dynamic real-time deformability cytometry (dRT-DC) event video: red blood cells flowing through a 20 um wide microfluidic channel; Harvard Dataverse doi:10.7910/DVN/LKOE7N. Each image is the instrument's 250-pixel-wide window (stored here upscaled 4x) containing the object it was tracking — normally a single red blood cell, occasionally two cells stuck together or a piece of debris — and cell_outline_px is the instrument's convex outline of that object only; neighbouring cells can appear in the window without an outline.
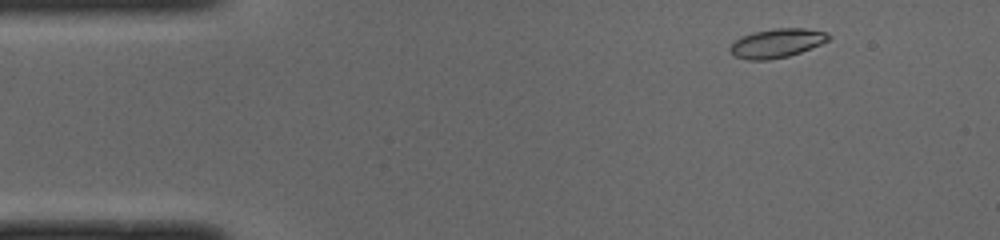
{"species": "common noctule bat (a hibernating species)", "species_latin": "Nyctalus noctula", "temperature_condition": "cold", "stored_images_in_passage": 47, "camera_frame_rate_fps": 3000, "um_per_image_px": 0.085, "animal": {"sex": "male", "body_mass_g": 19.0, "forearm_length_mm": 50.8}, "frame": {"image": 1, "passage_image": 3, "time_ms": 0.667, "image_size_px": [1000, 240], "cell_outline_px": [[832, 36], [828, 40], [820, 44], [800, 52], [788, 56], [768, 60], [748, 60], [736, 56], [728, 48], [740, 36], [752, 32], [776, 28], [804, 28], [828, 32]], "centroid_in_image_um": [66.04, 3.65], "position_along_channel_um": 19.0, "area_um2": 16.59}}
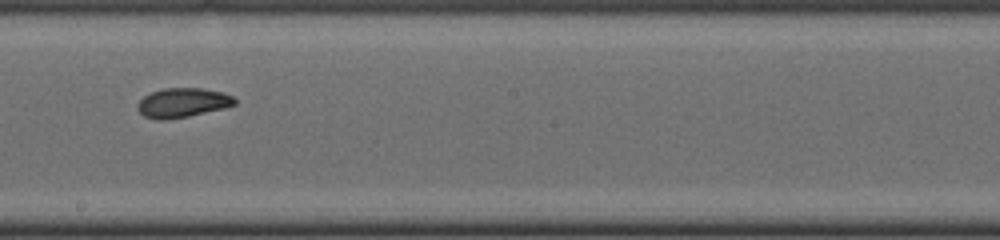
{"frame": {"image": 2, "passage_image": 25, "time_ms": 8.0, "image_size_px": [1000, 240], "cell_outline_px": [[236, 104], [224, 108], [188, 116], [168, 120], [156, 120], [144, 116], [136, 108], [136, 104], [144, 96], [152, 92], [164, 88], [204, 88], [224, 92], [232, 96], [236, 100]], "centroid_in_image_um": [15.51, 8.73], "position_along_channel_um": 232.7, "area_um2": 16.76}}
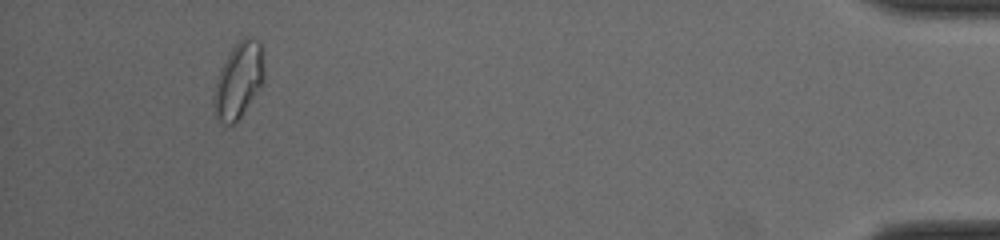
{"frame": {"image": 3, "passage_image": 44, "time_ms": 14.333, "image_size_px": [1000, 240], "cell_outline_px": [[264, 80], [240, 116], [232, 124], [224, 124], [216, 120], [212, 104], [212, 100], [216, 80], [220, 68], [228, 52], [240, 40], [248, 36], [252, 36], [260, 40], [264, 68]], "centroid_in_image_um": [20.25, 6.8], "position_along_channel_um": 415.0, "area_um2": 22.2}, "authors_computed_cell_mechanics": {"area_um2": 16.9354, "velocity_mm_per_s": 4.0011, "shape_relaxation_time_tau1_ms": 5.33, "shape_relaxation_time_tau2_ms": 2.4521, "deformation_change_tau1": 0.1682, "deformation_change_tau2": 0.0596}}